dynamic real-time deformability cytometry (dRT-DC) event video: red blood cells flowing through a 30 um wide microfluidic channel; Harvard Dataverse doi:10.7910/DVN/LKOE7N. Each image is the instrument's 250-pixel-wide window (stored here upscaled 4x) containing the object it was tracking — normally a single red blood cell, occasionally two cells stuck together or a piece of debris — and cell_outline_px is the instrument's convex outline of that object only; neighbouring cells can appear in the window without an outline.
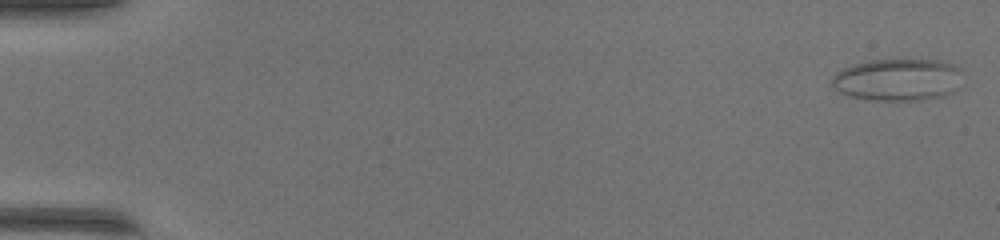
{"species": "common noctule bat (a hibernating species)", "species_latin": "Nyctalus noctula", "temperature_condition": "warm", "stored_images_in_passage": 50, "camera_frame_rate_fps": 3000, "um_per_image_px": 0.085, "animal": {"sex": "female", "body_mass_g": 17.0, "forearm_length_mm": 48.0}, "frame": {"image": 1, "passage_image": 1, "time_ms": 0.0, "image_size_px": [1000, 240], "cell_outline_px": [[956, 88], [952, 92], [944, 96], [920, 100], [876, 100], [852, 96], [840, 92], [832, 84], [832, 76], [836, 72], [852, 64], [872, 60], [940, 60], [956, 64]], "centroid_in_image_um": [76.25, 6.77], "position_along_channel_um": 8.8, "area_um2": 31.44}}
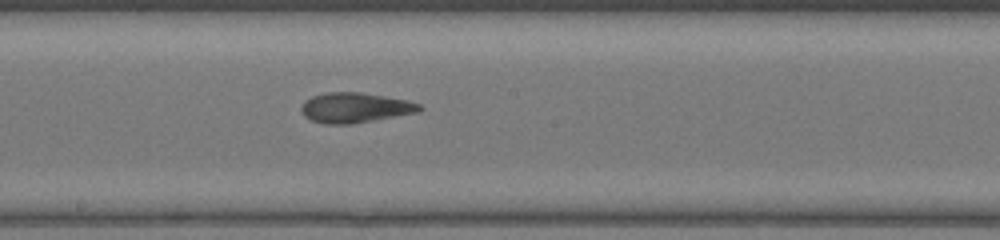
{"frame": {"image": 2, "passage_image": 28, "time_ms": 9.0, "image_size_px": [1000, 240], "cell_outline_px": [[424, 108], [416, 112], [352, 124], [324, 124], [308, 120], [304, 116], [300, 108], [304, 100], [312, 96], [328, 92], [360, 92], [408, 100], [420, 104]], "centroid_in_image_um": [30.13, 9.15], "position_along_channel_um": 218.1, "area_um2": 20.75}}
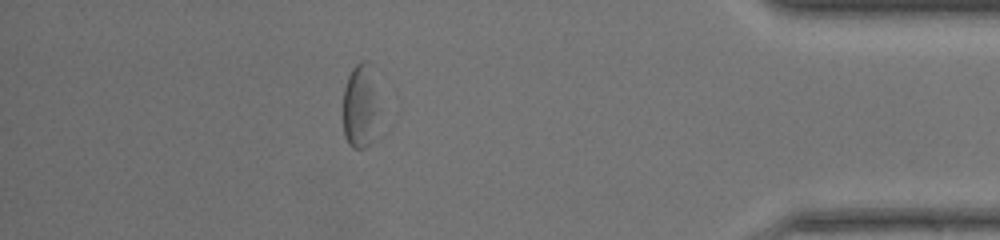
{"frame": {"image": 3, "passage_image": 44, "time_ms": 14.333, "image_size_px": [1000, 240], "cell_outline_px": [[400, 108], [392, 124], [364, 148], [352, 148], [348, 144], [344, 136], [344, 88], [348, 76], [352, 68], [360, 60], [368, 60], [372, 64], [400, 100]], "centroid_in_image_um": [31.24, 8.95], "position_along_channel_um": 404.0, "area_um2": 25.32}, "authors_computed_cell_mechanics": {"area_um2": 20.9236, "velocity_mm_per_s": 4.2244, "shape_relaxation_time_tau1_ms": 10.2143, "shape_relaxation_time_tau2_ms": 3.4811, "deformation_change_tau1": 0.2824, "deformation_change_tau2": 0.1472}}